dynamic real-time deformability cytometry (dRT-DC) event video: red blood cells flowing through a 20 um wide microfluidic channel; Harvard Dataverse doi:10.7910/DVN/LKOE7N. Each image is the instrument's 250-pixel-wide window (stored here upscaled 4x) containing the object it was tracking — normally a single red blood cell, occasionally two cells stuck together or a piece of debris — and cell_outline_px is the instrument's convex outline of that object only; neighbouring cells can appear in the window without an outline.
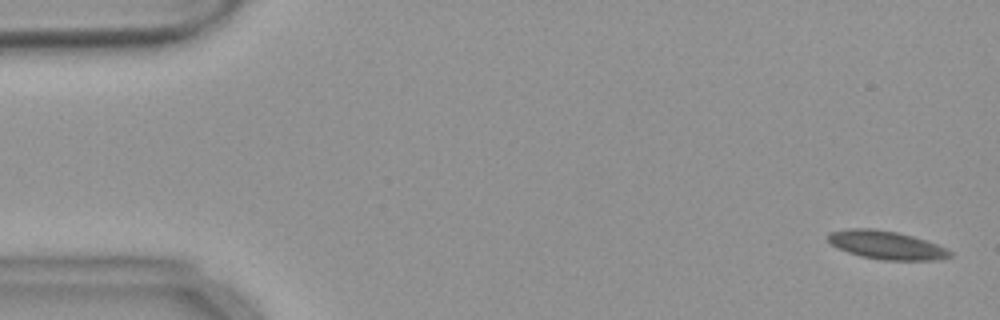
{"species": "common noctule bat (a hibernating species)", "species_latin": "Nyctalus noctula", "temperature_condition": "warm", "stored_images_in_passage": 56, "camera_frame_rate_fps": 3000, "um_per_image_px": 0.085, "animal": {"sex": "female", "body_mass_g": 18.4}, "frame": {"image": 1, "passage_image": 2, "time_ms": 0.333, "image_size_px": [1000, 320], "cell_outline_px": [[952, 256], [940, 260], [880, 260], [860, 256], [848, 252], [832, 244], [828, 240], [828, 232], [848, 228], [872, 228], [896, 232], [912, 236], [936, 244], [952, 252]], "centroid_in_image_um": [75.33, 20.83], "position_along_channel_um": 9.7, "area_um2": 20.06}}
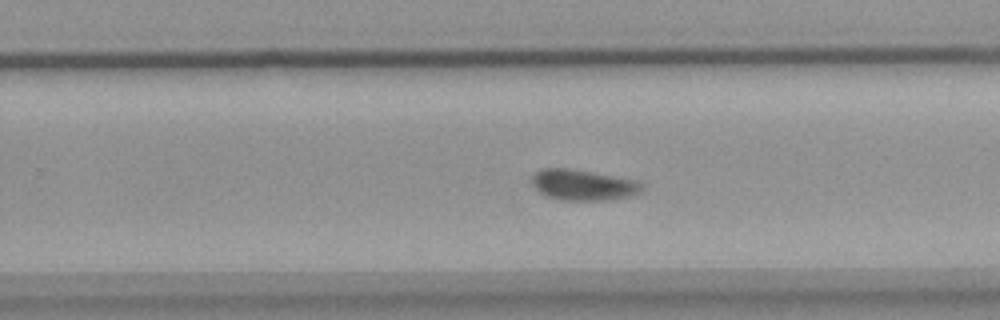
{"frame": {"image": 2, "passage_image": 35, "time_ms": 11.333, "image_size_px": [1000, 320], "cell_outline_px": [[644, 188], [640, 192], [632, 196], [608, 200], [560, 200], [544, 196], [532, 184], [532, 176], [536, 172], [544, 168], [572, 168], [636, 180], [644, 184]], "centroid_in_image_um": [49.58, 15.72], "position_along_channel_um": 280.2, "area_um2": 19.94}}
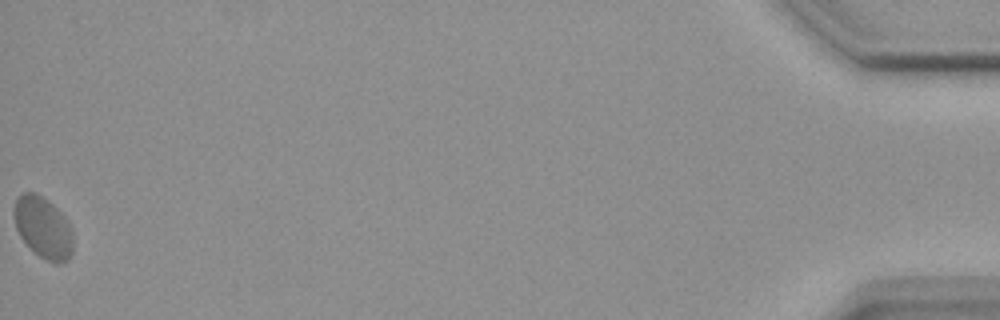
{"frame": {"image": 3, "passage_image": 56, "time_ms": 18.333, "image_size_px": [1000, 320], "cell_outline_px": [[72, 252], [68, 260], [60, 264], [56, 264], [40, 256], [20, 236], [16, 228], [12, 212], [16, 200], [24, 192], [36, 192], [52, 204], [64, 216], [72, 228]], "centroid_in_image_um": [3.67, 19.33], "position_along_channel_um": 431.5, "area_um2": 20.98}, "authors_computed_cell_mechanics": {"area_um2": 20.0566, "velocity_mm_per_s": 3.6203, "shape_relaxation_time_tau1_ms": null, "shape_relaxation_time_tau2_ms": 5.5037, "deformation_change_tau1": null, "deformation_change_tau2": 0.0477}}